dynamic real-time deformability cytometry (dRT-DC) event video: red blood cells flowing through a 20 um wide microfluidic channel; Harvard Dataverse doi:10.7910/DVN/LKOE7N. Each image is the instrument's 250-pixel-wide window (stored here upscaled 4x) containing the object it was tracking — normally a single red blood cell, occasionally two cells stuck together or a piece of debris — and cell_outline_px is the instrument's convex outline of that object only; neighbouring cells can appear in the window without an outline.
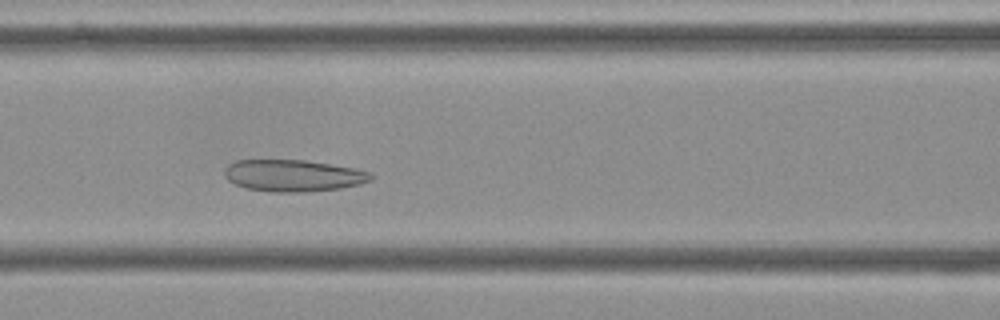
{"species": "Egyptian fruit bat (a non-hibernating species)", "species_latin": "Rousettus aegyptiacus", "temperature_condition": "cold", "stored_images_in_passage": 43, "camera_frame_rate_fps": 3000, "um_per_image_px": 0.085, "frame": {"image": 1, "passage_image": 10, "time_ms": 3.0, "image_size_px": [1000, 320], "cell_outline_px": [[372, 180], [360, 184], [340, 188], [308, 192], [268, 192], [244, 188], [228, 180], [224, 176], [224, 168], [228, 164], [236, 160], [304, 160], [352, 168], [372, 172]], "centroid_in_image_um": [24.89, 14.93], "position_along_channel_um": 141.7, "area_um2": 27.22}}
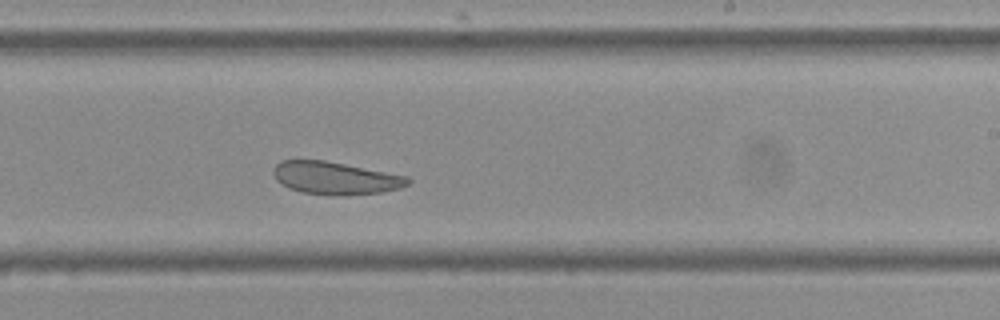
{"frame": {"image": 2, "passage_image": 20, "time_ms": 6.333, "image_size_px": [1000, 320], "cell_outline_px": [[412, 180], [408, 184], [400, 188], [380, 192], [344, 196], [336, 196], [300, 192], [288, 188], [276, 180], [272, 172], [272, 168], [280, 160], [324, 160], [408, 176]], "centroid_in_image_um": [28.47, 15.14], "position_along_channel_um": 260.5, "area_um2": 25.78}}
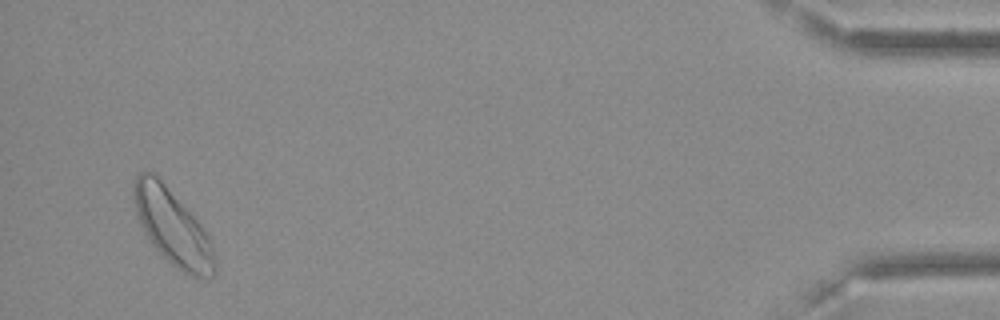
{"frame": {"image": 3, "passage_image": 40, "time_ms": 13.0, "image_size_px": [1000, 320], "cell_outline_px": [[216, 272], [212, 276], [204, 280], [192, 276], [176, 268], [152, 244], [144, 232], [136, 216], [132, 196], [132, 184], [136, 176], [140, 172], [152, 172], [164, 184], [200, 224], [212, 240], [216, 264]], "centroid_in_image_um": [14.66, 19.34], "position_along_channel_um": 420.5, "area_um2": 35.55}, "authors_computed_cell_mechanics": {"area_um2": 28.2064, "velocity_mm_per_s": 3.5727, "shape_relaxation_time_tau1_ms": null, "shape_relaxation_time_tau2_ms": 5.2761, "deformation_change_tau1": null, "deformation_change_tau2": 0.0957}}